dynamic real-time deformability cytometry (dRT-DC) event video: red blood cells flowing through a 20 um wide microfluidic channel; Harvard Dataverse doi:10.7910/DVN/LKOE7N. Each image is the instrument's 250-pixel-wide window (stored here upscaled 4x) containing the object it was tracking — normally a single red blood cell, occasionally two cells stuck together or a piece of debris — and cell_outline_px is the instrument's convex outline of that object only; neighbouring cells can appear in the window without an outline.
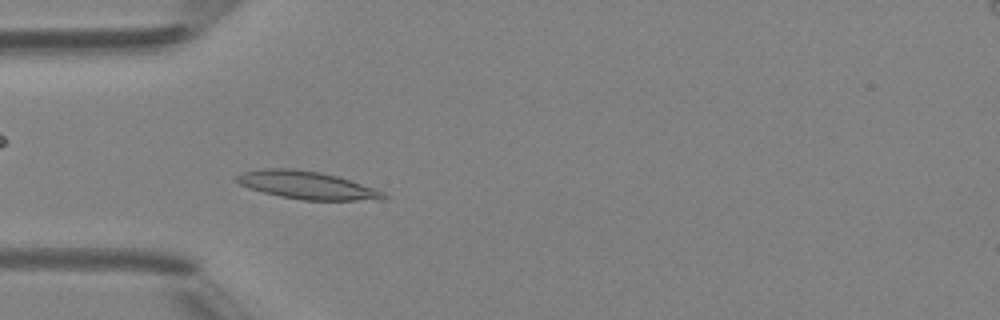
{"species": "Egyptian fruit bat (a non-hibernating species)", "species_latin": "Rousettus aegyptiacus", "temperature_condition": "room temperature", "stored_images_in_passage": 3, "camera_frame_rate_fps": 3000, "um_per_image_px": 0.085, "animal": {"sex": "female"}, "frame": {"image": 1, "passage_image": 3, "time_ms": 2.333, "image_size_px": [1000, 320], "cell_outline_px": [[388, 200], [300, 200], [280, 196], [264, 192], [240, 184], [236, 180], [236, 176], [240, 172], [264, 168], [288, 168], [320, 172], [336, 176], [372, 188], [388, 196]], "centroid_in_image_um": [26.06, 15.74], "position_along_channel_um": 58.9, "area_um2": 23.47}}